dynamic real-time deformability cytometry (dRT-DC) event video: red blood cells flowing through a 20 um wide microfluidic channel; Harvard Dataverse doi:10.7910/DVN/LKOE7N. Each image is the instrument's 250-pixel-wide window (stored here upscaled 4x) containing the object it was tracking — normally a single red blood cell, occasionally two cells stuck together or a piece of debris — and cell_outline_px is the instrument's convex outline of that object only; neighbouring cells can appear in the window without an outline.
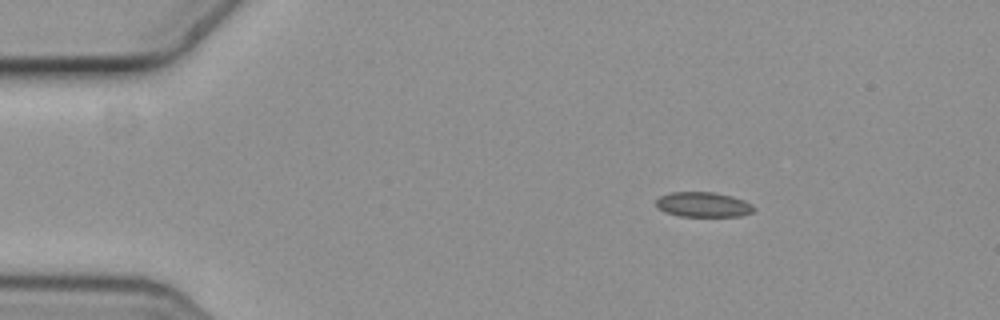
{"species": "common noctule bat (a hibernating species)", "species_latin": "Nyctalus noctula", "temperature_condition": "cold", "stored_images_in_passage": 3, "camera_frame_rate_fps": 3000, "um_per_image_px": 0.085, "animal": {"sex": "female", "body_mass_g": 19.3, "forearm_length_mm": 54.1}, "frame": {"image": 1, "passage_image": 1, "time_ms": 0.0, "image_size_px": [1000, 320], "cell_outline_px": [[756, 208], [752, 212], [740, 216], [680, 216], [664, 212], [656, 204], [656, 200], [660, 196], [672, 192], [712, 192], [732, 196], [744, 200], [752, 204]], "centroid_in_image_um": [59.79, 17.39], "position_along_channel_um": 25.2, "area_um2": 14.16}}